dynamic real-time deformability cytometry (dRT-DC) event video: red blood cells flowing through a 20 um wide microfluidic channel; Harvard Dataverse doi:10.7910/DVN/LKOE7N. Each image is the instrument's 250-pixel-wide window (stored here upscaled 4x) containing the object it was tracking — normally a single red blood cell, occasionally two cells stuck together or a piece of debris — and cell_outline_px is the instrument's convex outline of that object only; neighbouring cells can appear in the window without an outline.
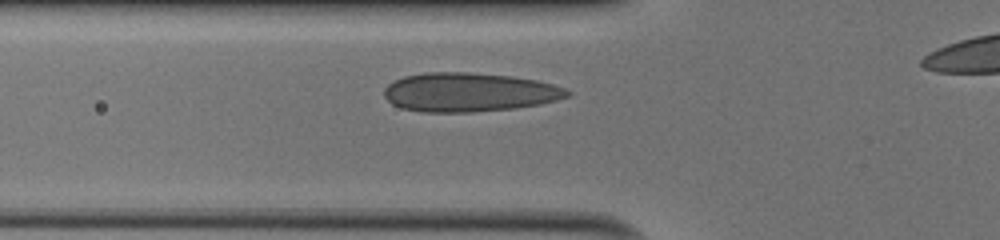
{"species": "human", "species_latin": "Homo sapiens", "temperature_condition": "cold", "stored_images_in_passage": 25, "camera_frame_rate_fps": 3000, "um_per_image_px": 0.085, "donor": {"sex": "male"}, "frame": {"image": 1, "passage_image": 2, "time_ms": 0.333, "image_size_px": [1000, 240], "cell_outline_px": [[572, 92], [568, 96], [556, 100], [540, 104], [512, 108], [472, 112], [420, 112], [400, 108], [392, 104], [384, 96], [384, 88], [388, 84], [404, 76], [424, 72], [468, 72], [512, 76], [536, 80], [552, 84], [564, 88]], "centroid_in_image_um": [39.84, 7.84], "position_along_channel_um": 86.0, "area_um2": 41.62}}
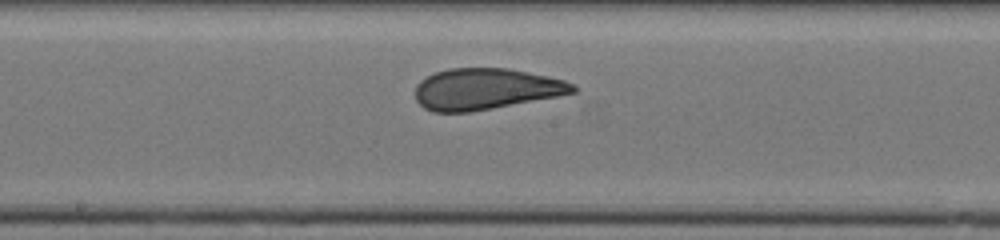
{"frame": {"image": 2, "passage_image": 11, "time_ms": 3.333, "image_size_px": [1000, 240], "cell_outline_px": [[576, 92], [560, 96], [492, 108], [468, 112], [432, 112], [424, 108], [416, 100], [416, 84], [420, 80], [436, 72], [448, 68], [508, 68], [548, 76], [564, 80], [572, 84], [576, 88]], "centroid_in_image_um": [41.28, 7.56], "position_along_channel_um": 206.9, "area_um2": 37.8}}
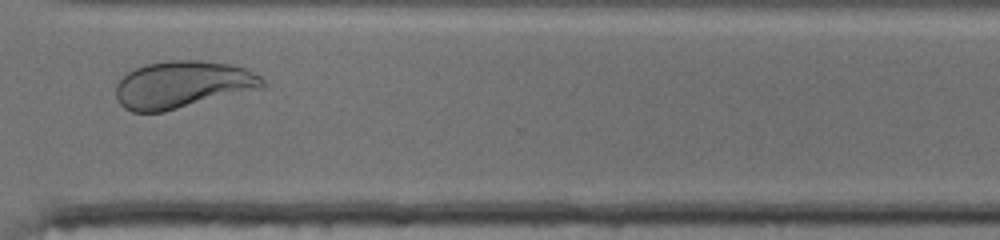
{"frame": {"image": 3, "passage_image": 22, "time_ms": 7.0, "image_size_px": [1000, 240], "cell_outline_px": [[264, 84], [260, 88], [164, 112], [132, 112], [124, 108], [116, 100], [116, 84], [128, 72], [136, 68], [148, 64], [168, 60], [200, 60], [232, 64], [244, 68], [260, 76], [264, 80]], "centroid_in_image_um": [15.47, 7.19], "position_along_channel_um": 355.1, "area_um2": 40.11}, "authors_computed_cell_mechanics": {"area_um2": 38.5526, "velocity_mm_per_s": 4.0296, "shape_relaxation_time_tau1_ms": 10.3019, "shape_relaxation_time_tau2_ms": null, "deformation_change_tau1": 0.2229, "deformation_change_tau2": null}}